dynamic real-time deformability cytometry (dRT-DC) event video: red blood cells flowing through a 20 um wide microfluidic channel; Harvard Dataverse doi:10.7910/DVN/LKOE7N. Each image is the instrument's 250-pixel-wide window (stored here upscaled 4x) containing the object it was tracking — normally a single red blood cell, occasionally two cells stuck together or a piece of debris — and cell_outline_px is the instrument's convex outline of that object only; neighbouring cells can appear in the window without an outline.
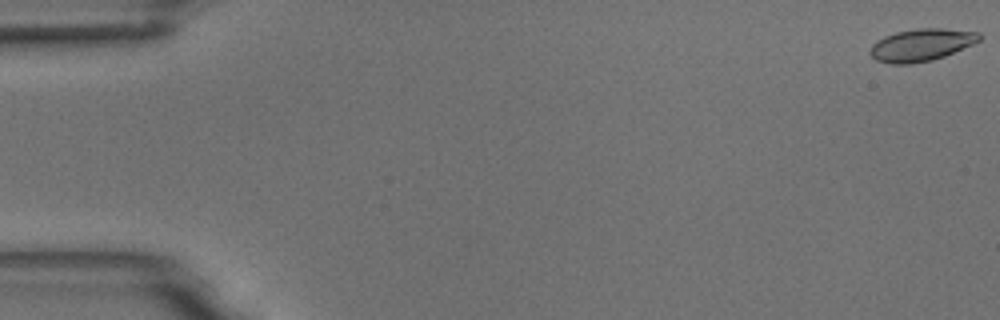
{"species": "common noctule bat (a hibernating species)", "species_latin": "Nyctalus noctula", "temperature_condition": "room temperature", "stored_images_in_passage": 55, "camera_frame_rate_fps": 3000, "um_per_image_px": 0.085, "animal": {"sex": "male", "body_mass_g": 18.8}, "frame": {"image": 1, "passage_image": 1, "time_ms": 0.0, "image_size_px": [1000, 320], "cell_outline_px": [[984, 36], [980, 40], [972, 44], [944, 56], [932, 60], [912, 64], [892, 64], [876, 60], [868, 52], [872, 44], [876, 40], [884, 36], [896, 32], [916, 28], [944, 28], [980, 32]], "centroid_in_image_um": [78.31, 3.81], "position_along_channel_um": 6.7, "area_um2": 20.75}}
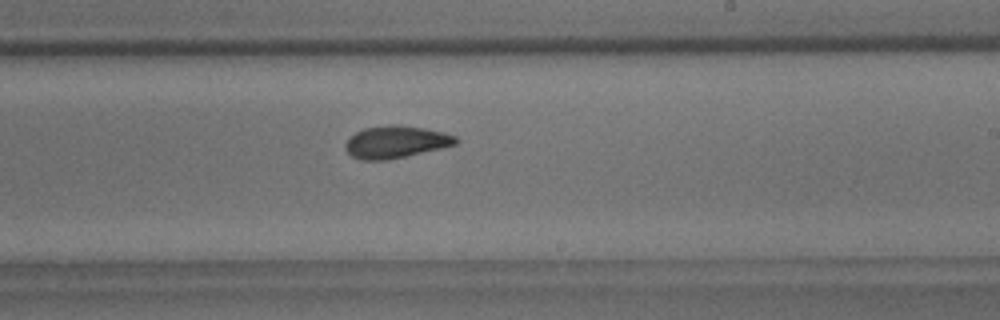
{"frame": {"image": 2, "passage_image": 33, "time_ms": 10.667, "image_size_px": [1000, 320], "cell_outline_px": [[460, 140], [456, 144], [440, 148], [388, 160], [360, 160], [352, 156], [344, 148], [344, 144], [348, 136], [364, 128], [392, 124], [396, 124], [424, 128], [444, 132], [456, 136]], "centroid_in_image_um": [33.61, 12.06], "position_along_channel_um": 255.4, "area_um2": 20.87}}
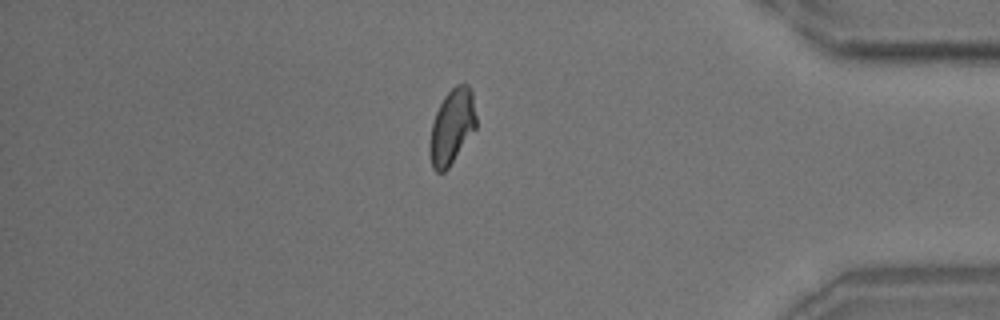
{"frame": {"image": 3, "passage_image": 47, "time_ms": 15.333, "image_size_px": [1000, 320], "cell_outline_px": [[476, 128], [448, 168], [444, 172], [436, 172], [432, 168], [428, 152], [428, 144], [432, 124], [436, 112], [444, 96], [456, 84], [468, 84], [472, 88], [476, 116]], "centroid_in_image_um": [38.4, 10.77], "position_along_channel_um": 396.8, "area_um2": 20.52}, "authors_computed_cell_mechanics": {"area_um2": 20.4612, "velocity_mm_per_s": 3.7083, "shape_relaxation_time_tau1_ms": 4.1883, "shape_relaxation_time_tau2_ms": 2.4132, "deformation_change_tau1": 0.1203, "deformation_change_tau2": 0.0555}}